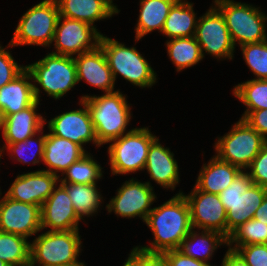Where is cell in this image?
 <instances>
[{
  "label": "cell",
  "instance_id": "6da1fadb",
  "mask_svg": "<svg viewBox=\"0 0 267 266\" xmlns=\"http://www.w3.org/2000/svg\"><path fill=\"white\" fill-rule=\"evenodd\" d=\"M145 223L154 235L151 246H142L147 252L163 253L179 249L182 240L193 229L190 210L183 192H179L164 204L152 208Z\"/></svg>",
  "mask_w": 267,
  "mask_h": 266
},
{
  "label": "cell",
  "instance_id": "7a4b0ae2",
  "mask_svg": "<svg viewBox=\"0 0 267 266\" xmlns=\"http://www.w3.org/2000/svg\"><path fill=\"white\" fill-rule=\"evenodd\" d=\"M86 103L95 135L100 145L121 137L131 119L130 106L126 96L120 91L105 93L101 96L84 95L81 97Z\"/></svg>",
  "mask_w": 267,
  "mask_h": 266
},
{
  "label": "cell",
  "instance_id": "3957f363",
  "mask_svg": "<svg viewBox=\"0 0 267 266\" xmlns=\"http://www.w3.org/2000/svg\"><path fill=\"white\" fill-rule=\"evenodd\" d=\"M266 194L267 188L253 184L246 170L219 194L227 212V239L236 228L254 217Z\"/></svg>",
  "mask_w": 267,
  "mask_h": 266
},
{
  "label": "cell",
  "instance_id": "277c9868",
  "mask_svg": "<svg viewBox=\"0 0 267 266\" xmlns=\"http://www.w3.org/2000/svg\"><path fill=\"white\" fill-rule=\"evenodd\" d=\"M26 69L31 74L32 82H34V94L38 101L40 100V89L35 82L56 100L78 83L75 60L72 56L49 53L43 59L26 65Z\"/></svg>",
  "mask_w": 267,
  "mask_h": 266
},
{
  "label": "cell",
  "instance_id": "5b68a950",
  "mask_svg": "<svg viewBox=\"0 0 267 266\" xmlns=\"http://www.w3.org/2000/svg\"><path fill=\"white\" fill-rule=\"evenodd\" d=\"M215 7L224 17L231 39L236 46L267 40V16L253 5L233 0H214Z\"/></svg>",
  "mask_w": 267,
  "mask_h": 266
},
{
  "label": "cell",
  "instance_id": "8992f818",
  "mask_svg": "<svg viewBox=\"0 0 267 266\" xmlns=\"http://www.w3.org/2000/svg\"><path fill=\"white\" fill-rule=\"evenodd\" d=\"M99 46L105 53L114 80L120 74L125 80L141 88L151 87L156 83V73L135 47H126L103 34Z\"/></svg>",
  "mask_w": 267,
  "mask_h": 266
},
{
  "label": "cell",
  "instance_id": "52a82bcc",
  "mask_svg": "<svg viewBox=\"0 0 267 266\" xmlns=\"http://www.w3.org/2000/svg\"><path fill=\"white\" fill-rule=\"evenodd\" d=\"M79 230L47 231L31 243L30 265L61 266L78 261L81 248Z\"/></svg>",
  "mask_w": 267,
  "mask_h": 266
},
{
  "label": "cell",
  "instance_id": "ba28073f",
  "mask_svg": "<svg viewBox=\"0 0 267 266\" xmlns=\"http://www.w3.org/2000/svg\"><path fill=\"white\" fill-rule=\"evenodd\" d=\"M60 16L56 0H43L24 13L15 29L9 47L41 45L49 47L53 42L56 24Z\"/></svg>",
  "mask_w": 267,
  "mask_h": 266
},
{
  "label": "cell",
  "instance_id": "9c48e42d",
  "mask_svg": "<svg viewBox=\"0 0 267 266\" xmlns=\"http://www.w3.org/2000/svg\"><path fill=\"white\" fill-rule=\"evenodd\" d=\"M148 127L133 128L121 137L111 140L108 147L113 175L142 171L150 145L157 139Z\"/></svg>",
  "mask_w": 267,
  "mask_h": 266
},
{
  "label": "cell",
  "instance_id": "30bf717a",
  "mask_svg": "<svg viewBox=\"0 0 267 266\" xmlns=\"http://www.w3.org/2000/svg\"><path fill=\"white\" fill-rule=\"evenodd\" d=\"M266 142L261 134L240 118L226 135L218 138L214 146L220 160L244 170Z\"/></svg>",
  "mask_w": 267,
  "mask_h": 266
},
{
  "label": "cell",
  "instance_id": "8fae6325",
  "mask_svg": "<svg viewBox=\"0 0 267 266\" xmlns=\"http://www.w3.org/2000/svg\"><path fill=\"white\" fill-rule=\"evenodd\" d=\"M101 35L95 26L59 16L53 37L56 51L51 53L73 57L76 53L80 55L95 50L99 46Z\"/></svg>",
  "mask_w": 267,
  "mask_h": 266
},
{
  "label": "cell",
  "instance_id": "7c38bea8",
  "mask_svg": "<svg viewBox=\"0 0 267 266\" xmlns=\"http://www.w3.org/2000/svg\"><path fill=\"white\" fill-rule=\"evenodd\" d=\"M197 20L195 38L200 45L203 58L205 51L217 59L232 60L235 45L221 12L213 6Z\"/></svg>",
  "mask_w": 267,
  "mask_h": 266
},
{
  "label": "cell",
  "instance_id": "4fadbf2b",
  "mask_svg": "<svg viewBox=\"0 0 267 266\" xmlns=\"http://www.w3.org/2000/svg\"><path fill=\"white\" fill-rule=\"evenodd\" d=\"M184 196L193 229L216 231L227 238V212L219 195L200 191L194 186L191 193Z\"/></svg>",
  "mask_w": 267,
  "mask_h": 266
},
{
  "label": "cell",
  "instance_id": "5bb4252c",
  "mask_svg": "<svg viewBox=\"0 0 267 266\" xmlns=\"http://www.w3.org/2000/svg\"><path fill=\"white\" fill-rule=\"evenodd\" d=\"M156 195L150 182L135 181L133 178L125 181L117 190L116 196L106 205L107 211H114L116 215L127 218L140 217L143 222L152 210L150 206ZM150 208V209H149Z\"/></svg>",
  "mask_w": 267,
  "mask_h": 266
},
{
  "label": "cell",
  "instance_id": "9a60e30c",
  "mask_svg": "<svg viewBox=\"0 0 267 266\" xmlns=\"http://www.w3.org/2000/svg\"><path fill=\"white\" fill-rule=\"evenodd\" d=\"M0 231L28 237L41 231V207L9 198L0 199Z\"/></svg>",
  "mask_w": 267,
  "mask_h": 266
},
{
  "label": "cell",
  "instance_id": "2e32d148",
  "mask_svg": "<svg viewBox=\"0 0 267 266\" xmlns=\"http://www.w3.org/2000/svg\"><path fill=\"white\" fill-rule=\"evenodd\" d=\"M80 104L82 109L67 111L48 121L49 131L55 136L80 145L83 149V144L91 141L100 147L86 103L80 99Z\"/></svg>",
  "mask_w": 267,
  "mask_h": 266
},
{
  "label": "cell",
  "instance_id": "e0dca14e",
  "mask_svg": "<svg viewBox=\"0 0 267 266\" xmlns=\"http://www.w3.org/2000/svg\"><path fill=\"white\" fill-rule=\"evenodd\" d=\"M59 179V176L45 170L21 174L5 194L15 201L41 207L53 192Z\"/></svg>",
  "mask_w": 267,
  "mask_h": 266
},
{
  "label": "cell",
  "instance_id": "ac0fdd59",
  "mask_svg": "<svg viewBox=\"0 0 267 266\" xmlns=\"http://www.w3.org/2000/svg\"><path fill=\"white\" fill-rule=\"evenodd\" d=\"M57 187L41 206V230L48 227L49 231L79 230L82 219L75 212L66 189L61 184Z\"/></svg>",
  "mask_w": 267,
  "mask_h": 266
},
{
  "label": "cell",
  "instance_id": "d6986e66",
  "mask_svg": "<svg viewBox=\"0 0 267 266\" xmlns=\"http://www.w3.org/2000/svg\"><path fill=\"white\" fill-rule=\"evenodd\" d=\"M74 60L78 83L85 80L106 93L114 92L115 80L100 46L95 50L77 55Z\"/></svg>",
  "mask_w": 267,
  "mask_h": 266
},
{
  "label": "cell",
  "instance_id": "ffe728a7",
  "mask_svg": "<svg viewBox=\"0 0 267 266\" xmlns=\"http://www.w3.org/2000/svg\"><path fill=\"white\" fill-rule=\"evenodd\" d=\"M38 105L39 101L36 100L17 113L1 117V130L5 143L24 141L44 128L46 119L36 112Z\"/></svg>",
  "mask_w": 267,
  "mask_h": 266
},
{
  "label": "cell",
  "instance_id": "44dd1931",
  "mask_svg": "<svg viewBox=\"0 0 267 266\" xmlns=\"http://www.w3.org/2000/svg\"><path fill=\"white\" fill-rule=\"evenodd\" d=\"M178 168L174 154L162 146L157 138L150 145L144 169L161 187L174 190L180 179Z\"/></svg>",
  "mask_w": 267,
  "mask_h": 266
},
{
  "label": "cell",
  "instance_id": "7402d4cb",
  "mask_svg": "<svg viewBox=\"0 0 267 266\" xmlns=\"http://www.w3.org/2000/svg\"><path fill=\"white\" fill-rule=\"evenodd\" d=\"M30 72L25 68L12 81L0 88V116L17 113L36 101Z\"/></svg>",
  "mask_w": 267,
  "mask_h": 266
},
{
  "label": "cell",
  "instance_id": "603a6c76",
  "mask_svg": "<svg viewBox=\"0 0 267 266\" xmlns=\"http://www.w3.org/2000/svg\"><path fill=\"white\" fill-rule=\"evenodd\" d=\"M86 153L87 151L80 145L49 132L46 134L42 162L49 167V169L45 170L46 172L59 176L57 172L61 171L63 175L71 164Z\"/></svg>",
  "mask_w": 267,
  "mask_h": 266
},
{
  "label": "cell",
  "instance_id": "cb8c5ba5",
  "mask_svg": "<svg viewBox=\"0 0 267 266\" xmlns=\"http://www.w3.org/2000/svg\"><path fill=\"white\" fill-rule=\"evenodd\" d=\"M241 171L238 167L220 160L215 155L207 165L203 164L195 187L200 191L219 195L230 186Z\"/></svg>",
  "mask_w": 267,
  "mask_h": 266
},
{
  "label": "cell",
  "instance_id": "d4e9b609",
  "mask_svg": "<svg viewBox=\"0 0 267 266\" xmlns=\"http://www.w3.org/2000/svg\"><path fill=\"white\" fill-rule=\"evenodd\" d=\"M60 16L80 20L91 26L117 12L104 0H56Z\"/></svg>",
  "mask_w": 267,
  "mask_h": 266
},
{
  "label": "cell",
  "instance_id": "484cf974",
  "mask_svg": "<svg viewBox=\"0 0 267 266\" xmlns=\"http://www.w3.org/2000/svg\"><path fill=\"white\" fill-rule=\"evenodd\" d=\"M197 233L192 229L182 240L178 250L185 256L192 257L198 261L208 263L217 247L223 245V243L224 245L228 243V239L216 231L202 230L201 233Z\"/></svg>",
  "mask_w": 267,
  "mask_h": 266
},
{
  "label": "cell",
  "instance_id": "4316f807",
  "mask_svg": "<svg viewBox=\"0 0 267 266\" xmlns=\"http://www.w3.org/2000/svg\"><path fill=\"white\" fill-rule=\"evenodd\" d=\"M195 15L193 3L178 0L170 9L161 33L170 39L195 36L198 22Z\"/></svg>",
  "mask_w": 267,
  "mask_h": 266
},
{
  "label": "cell",
  "instance_id": "83f0119b",
  "mask_svg": "<svg viewBox=\"0 0 267 266\" xmlns=\"http://www.w3.org/2000/svg\"><path fill=\"white\" fill-rule=\"evenodd\" d=\"M178 0H140V14L135 28L136 42L158 29L162 32L170 9Z\"/></svg>",
  "mask_w": 267,
  "mask_h": 266
},
{
  "label": "cell",
  "instance_id": "f1b7e54d",
  "mask_svg": "<svg viewBox=\"0 0 267 266\" xmlns=\"http://www.w3.org/2000/svg\"><path fill=\"white\" fill-rule=\"evenodd\" d=\"M67 191L74 210L83 219L92 216L101 206V195L96 184L60 183ZM83 216V217H82Z\"/></svg>",
  "mask_w": 267,
  "mask_h": 266
},
{
  "label": "cell",
  "instance_id": "f546056e",
  "mask_svg": "<svg viewBox=\"0 0 267 266\" xmlns=\"http://www.w3.org/2000/svg\"><path fill=\"white\" fill-rule=\"evenodd\" d=\"M167 53L177 71L196 65L203 59L195 36L167 40Z\"/></svg>",
  "mask_w": 267,
  "mask_h": 266
},
{
  "label": "cell",
  "instance_id": "4dcf8cb0",
  "mask_svg": "<svg viewBox=\"0 0 267 266\" xmlns=\"http://www.w3.org/2000/svg\"><path fill=\"white\" fill-rule=\"evenodd\" d=\"M31 243L27 238L0 231V260L9 266H27L30 263Z\"/></svg>",
  "mask_w": 267,
  "mask_h": 266
},
{
  "label": "cell",
  "instance_id": "1f68e13d",
  "mask_svg": "<svg viewBox=\"0 0 267 266\" xmlns=\"http://www.w3.org/2000/svg\"><path fill=\"white\" fill-rule=\"evenodd\" d=\"M233 94L247 106L241 119L251 111L267 109V80L252 79L234 87Z\"/></svg>",
  "mask_w": 267,
  "mask_h": 266
},
{
  "label": "cell",
  "instance_id": "d6a6232c",
  "mask_svg": "<svg viewBox=\"0 0 267 266\" xmlns=\"http://www.w3.org/2000/svg\"><path fill=\"white\" fill-rule=\"evenodd\" d=\"M63 174L66 176L59 179V182L77 184H96L103 175L102 167L88 152L71 164Z\"/></svg>",
  "mask_w": 267,
  "mask_h": 266
},
{
  "label": "cell",
  "instance_id": "836d02e7",
  "mask_svg": "<svg viewBox=\"0 0 267 266\" xmlns=\"http://www.w3.org/2000/svg\"><path fill=\"white\" fill-rule=\"evenodd\" d=\"M232 244H234L233 247ZM248 244H267L266 223L254 218L248 220L230 234L227 246L229 249L236 250L239 246Z\"/></svg>",
  "mask_w": 267,
  "mask_h": 266
},
{
  "label": "cell",
  "instance_id": "e575fe53",
  "mask_svg": "<svg viewBox=\"0 0 267 266\" xmlns=\"http://www.w3.org/2000/svg\"><path fill=\"white\" fill-rule=\"evenodd\" d=\"M42 129L38 132V138L36 137V139H33L35 135H32L30 137H28L26 140L24 141H20V142H17V143H5V145L0 148V159H1V156H2V152H4V149L7 151L9 150V152H11V158L13 156L14 159H16V161L22 163H28L30 164V162H32V164H38L40 163L42 160H43V156H44V144H45V140H46V134H43L42 136H39V133H42L41 132ZM34 144L37 146L36 148V151H34L35 153H30L29 151L33 148ZM29 151H27V150ZM25 151H27L29 154H27V152L25 153ZM27 155V158H31L30 162L27 158H24L26 157ZM32 157H30V156ZM38 156V158H37ZM33 158V159H32ZM40 159V160H39Z\"/></svg>",
  "mask_w": 267,
  "mask_h": 266
},
{
  "label": "cell",
  "instance_id": "d590c367",
  "mask_svg": "<svg viewBox=\"0 0 267 266\" xmlns=\"http://www.w3.org/2000/svg\"><path fill=\"white\" fill-rule=\"evenodd\" d=\"M244 60L257 80H267V40L240 46Z\"/></svg>",
  "mask_w": 267,
  "mask_h": 266
},
{
  "label": "cell",
  "instance_id": "8d00e7d4",
  "mask_svg": "<svg viewBox=\"0 0 267 266\" xmlns=\"http://www.w3.org/2000/svg\"><path fill=\"white\" fill-rule=\"evenodd\" d=\"M26 66H19L11 53L0 45V88L18 76Z\"/></svg>",
  "mask_w": 267,
  "mask_h": 266
},
{
  "label": "cell",
  "instance_id": "74e56055",
  "mask_svg": "<svg viewBox=\"0 0 267 266\" xmlns=\"http://www.w3.org/2000/svg\"><path fill=\"white\" fill-rule=\"evenodd\" d=\"M247 169L250 170L248 174L253 184L267 188V142Z\"/></svg>",
  "mask_w": 267,
  "mask_h": 266
},
{
  "label": "cell",
  "instance_id": "f35d334b",
  "mask_svg": "<svg viewBox=\"0 0 267 266\" xmlns=\"http://www.w3.org/2000/svg\"><path fill=\"white\" fill-rule=\"evenodd\" d=\"M236 251L248 266H267V244H248L239 246Z\"/></svg>",
  "mask_w": 267,
  "mask_h": 266
},
{
  "label": "cell",
  "instance_id": "ab89813d",
  "mask_svg": "<svg viewBox=\"0 0 267 266\" xmlns=\"http://www.w3.org/2000/svg\"><path fill=\"white\" fill-rule=\"evenodd\" d=\"M128 259L135 266H169L164 253L147 252L139 246L132 249Z\"/></svg>",
  "mask_w": 267,
  "mask_h": 266
},
{
  "label": "cell",
  "instance_id": "60d3db41",
  "mask_svg": "<svg viewBox=\"0 0 267 266\" xmlns=\"http://www.w3.org/2000/svg\"><path fill=\"white\" fill-rule=\"evenodd\" d=\"M169 266H212L210 263L198 261L192 257L185 256L178 249L163 252Z\"/></svg>",
  "mask_w": 267,
  "mask_h": 266
},
{
  "label": "cell",
  "instance_id": "b9f144b4",
  "mask_svg": "<svg viewBox=\"0 0 267 266\" xmlns=\"http://www.w3.org/2000/svg\"><path fill=\"white\" fill-rule=\"evenodd\" d=\"M243 120L267 140V109L251 111Z\"/></svg>",
  "mask_w": 267,
  "mask_h": 266
},
{
  "label": "cell",
  "instance_id": "7bdbcfd3",
  "mask_svg": "<svg viewBox=\"0 0 267 266\" xmlns=\"http://www.w3.org/2000/svg\"><path fill=\"white\" fill-rule=\"evenodd\" d=\"M222 266H248V265L236 250L228 249L222 260Z\"/></svg>",
  "mask_w": 267,
  "mask_h": 266
},
{
  "label": "cell",
  "instance_id": "ee69618b",
  "mask_svg": "<svg viewBox=\"0 0 267 266\" xmlns=\"http://www.w3.org/2000/svg\"><path fill=\"white\" fill-rule=\"evenodd\" d=\"M254 219L267 224V194L264 197L261 206L257 208L254 214Z\"/></svg>",
  "mask_w": 267,
  "mask_h": 266
},
{
  "label": "cell",
  "instance_id": "f6af8a7d",
  "mask_svg": "<svg viewBox=\"0 0 267 266\" xmlns=\"http://www.w3.org/2000/svg\"><path fill=\"white\" fill-rule=\"evenodd\" d=\"M108 5H110L117 13L120 12V10H118L117 6H115L113 4V1L112 0H104Z\"/></svg>",
  "mask_w": 267,
  "mask_h": 266
},
{
  "label": "cell",
  "instance_id": "bcb514c9",
  "mask_svg": "<svg viewBox=\"0 0 267 266\" xmlns=\"http://www.w3.org/2000/svg\"><path fill=\"white\" fill-rule=\"evenodd\" d=\"M61 266H85L83 262H76V263H71L67 265H61Z\"/></svg>",
  "mask_w": 267,
  "mask_h": 266
},
{
  "label": "cell",
  "instance_id": "7dc6e473",
  "mask_svg": "<svg viewBox=\"0 0 267 266\" xmlns=\"http://www.w3.org/2000/svg\"><path fill=\"white\" fill-rule=\"evenodd\" d=\"M123 266H135L129 259L123 264Z\"/></svg>",
  "mask_w": 267,
  "mask_h": 266
},
{
  "label": "cell",
  "instance_id": "c3c4849f",
  "mask_svg": "<svg viewBox=\"0 0 267 266\" xmlns=\"http://www.w3.org/2000/svg\"><path fill=\"white\" fill-rule=\"evenodd\" d=\"M0 266H9V265L3 262L2 260H0Z\"/></svg>",
  "mask_w": 267,
  "mask_h": 266
},
{
  "label": "cell",
  "instance_id": "681fc988",
  "mask_svg": "<svg viewBox=\"0 0 267 266\" xmlns=\"http://www.w3.org/2000/svg\"><path fill=\"white\" fill-rule=\"evenodd\" d=\"M1 122H2V119H1V116H0V129H1Z\"/></svg>",
  "mask_w": 267,
  "mask_h": 266
}]
</instances>
